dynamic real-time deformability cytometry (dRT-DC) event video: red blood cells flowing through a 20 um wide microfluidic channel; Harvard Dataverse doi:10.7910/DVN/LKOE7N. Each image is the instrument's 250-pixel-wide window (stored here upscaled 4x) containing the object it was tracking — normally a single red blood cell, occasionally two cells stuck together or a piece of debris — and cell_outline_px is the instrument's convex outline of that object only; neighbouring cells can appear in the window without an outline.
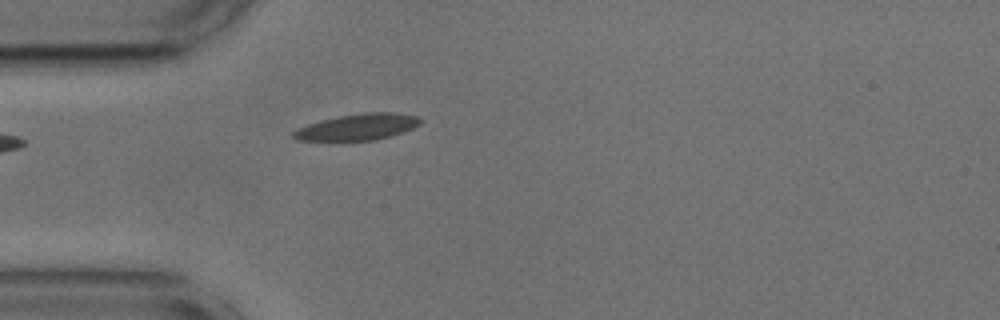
{"species": "common noctule bat (a hibernating species)", "species_latin": "Nyctalus noctula", "temperature_condition": "cold", "stored_images_in_passage": 1, "camera_frame_rate_fps": 3000, "um_per_image_px": 0.085, "animal": {"sex": "male", "body_mass_g": 17.9, "forearm_length_mm": 54.2}, "frame": {"image": 1, "passage_image": 1, "time_ms": 0.0, "image_size_px": [1000, 320], "cell_outline_px": [[420, 124], [412, 128], [376, 140], [296, 140], [292, 136], [292, 132], [296, 128], [308, 124], [340, 116], [364, 112], [396, 112], [420, 116]], "centroid_in_image_um": [30.4, 10.78], "position_along_channel_um": 54.6, "area_um2": 19.19}}